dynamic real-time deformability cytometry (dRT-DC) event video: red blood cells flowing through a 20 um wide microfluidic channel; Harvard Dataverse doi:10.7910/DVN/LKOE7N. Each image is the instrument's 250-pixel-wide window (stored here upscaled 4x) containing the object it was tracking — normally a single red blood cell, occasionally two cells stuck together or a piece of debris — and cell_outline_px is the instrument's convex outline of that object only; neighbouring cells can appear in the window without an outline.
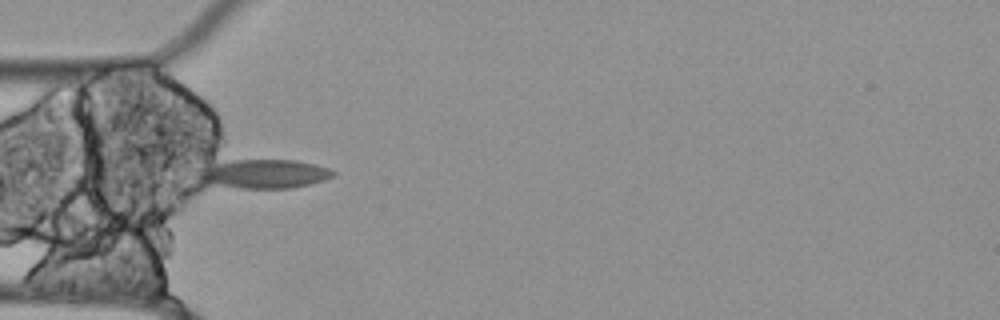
{"species": "Egyptian fruit bat (a non-hibernating species)", "species_latin": "Rousettus aegyptiacus", "temperature_condition": "cold", "stored_images_in_passage": 22, "camera_frame_rate_fps": 3000, "um_per_image_px": 0.085, "animal": {"sex": "female"}, "frame": {"image": 1, "passage_image": 1, "time_ms": 0.0, "image_size_px": [1000, 320], "cell_outline_px": [[336, 176], [324, 180], [292, 188], [240, 188], [204, 184], [192, 176], [196, 168], [232, 160], [296, 160], [316, 164], [328, 168], [336, 172]], "centroid_in_image_um": [22.32, 14.78], "position_along_channel_um": 62.7, "area_um2": 23.35}}
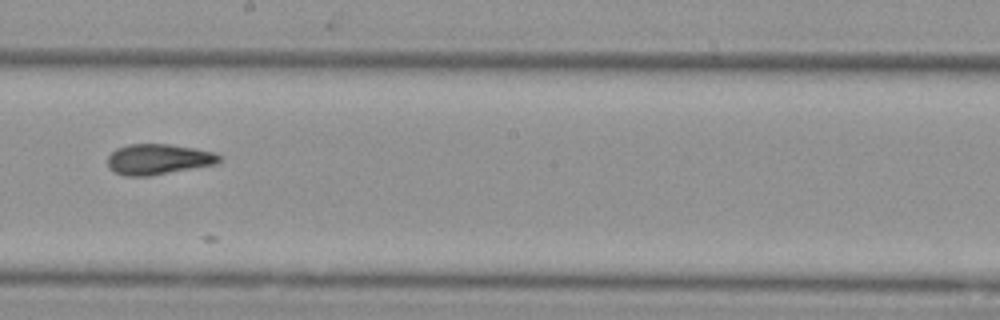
{"frame": {"image": 2, "passage_image": 15, "time_ms": 4.667, "image_size_px": [1000, 320], "cell_outline_px": [[220, 160], [216, 164], [148, 176], [124, 176], [108, 168], [108, 156], [116, 148], [128, 144], [168, 144], [196, 148], [216, 152], [220, 156]], "centroid_in_image_um": [13.45, 13.53], "position_along_channel_um": 234.8, "area_um2": 19.88}}
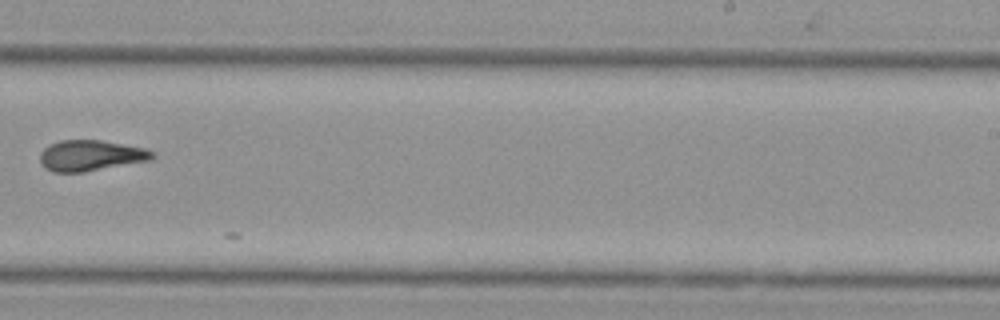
{"frame": {"image": 3, "passage_image": 19, "time_ms": 6.0, "image_size_px": [1000, 320], "cell_outline_px": [[156, 156], [152, 160], [84, 172], [52, 172], [44, 168], [40, 164], [40, 152], [44, 148], [60, 140], [100, 140], [148, 148], [156, 152]], "centroid_in_image_um": [7.75, 13.22], "position_along_channel_um": 281.2, "area_um2": 20.46}}